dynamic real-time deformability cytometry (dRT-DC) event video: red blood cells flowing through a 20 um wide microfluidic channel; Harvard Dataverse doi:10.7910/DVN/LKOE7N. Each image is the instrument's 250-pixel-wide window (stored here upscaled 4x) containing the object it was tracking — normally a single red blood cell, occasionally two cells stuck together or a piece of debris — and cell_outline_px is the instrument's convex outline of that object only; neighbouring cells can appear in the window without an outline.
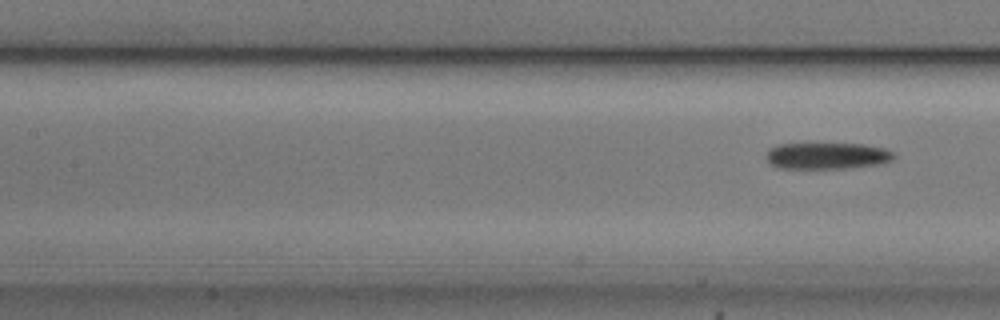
{"species": "common noctule bat (a hibernating species)", "species_latin": "Nyctalus noctula", "temperature_condition": "cold", "stored_images_in_passage": 11, "camera_frame_rate_fps": 3000, "um_per_image_px": 0.085, "animal": {"sex": "male", "body_mass_g": 20.5, "forearm_length_mm": 52.5}, "frame": {"image": 1, "passage_image": 11, "time_ms": 3.333, "image_size_px": [1000, 320], "cell_outline_px": [[896, 156], [892, 160], [884, 164], [848, 168], [776, 168], [768, 160], [768, 152], [772, 148], [780, 144], [864, 144], [884, 148], [896, 152]], "centroid_in_image_um": [70.42, 13.25], "position_along_channel_um": 137.0, "area_um2": 19.71}}